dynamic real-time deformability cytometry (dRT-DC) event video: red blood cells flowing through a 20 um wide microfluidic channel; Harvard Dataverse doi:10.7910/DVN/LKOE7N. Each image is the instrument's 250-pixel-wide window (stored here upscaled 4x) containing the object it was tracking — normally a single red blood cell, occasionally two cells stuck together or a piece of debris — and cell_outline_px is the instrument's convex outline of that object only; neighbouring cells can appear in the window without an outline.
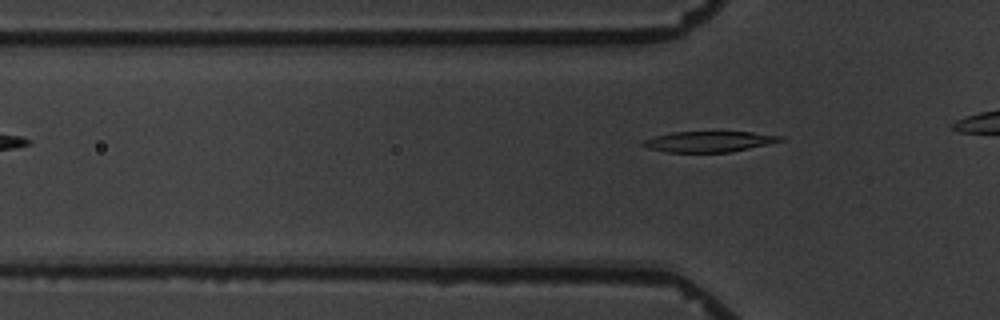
{"species": "common noctule bat (a hibernating species)", "species_latin": "Nyctalus noctula", "temperature_condition": "warm", "stored_images_in_passage": 4, "camera_frame_rate_fps": 3000, "um_per_image_px": 0.085, "animal": {"sex": "male", "body_mass_g": 19.5, "forearm_length_mm": 54.6}, "frame": {"image": 1, "passage_image": 2, "time_ms": 2.0, "image_size_px": [1000, 320], "cell_outline_px": [[784, 140], [732, 152], [664, 152], [648, 148], [640, 144], [640, 140], [672, 132], [752, 132], [784, 136]], "centroid_in_image_um": [60.23, 12.03], "position_along_channel_um": 65.6, "area_um2": 16.59}}